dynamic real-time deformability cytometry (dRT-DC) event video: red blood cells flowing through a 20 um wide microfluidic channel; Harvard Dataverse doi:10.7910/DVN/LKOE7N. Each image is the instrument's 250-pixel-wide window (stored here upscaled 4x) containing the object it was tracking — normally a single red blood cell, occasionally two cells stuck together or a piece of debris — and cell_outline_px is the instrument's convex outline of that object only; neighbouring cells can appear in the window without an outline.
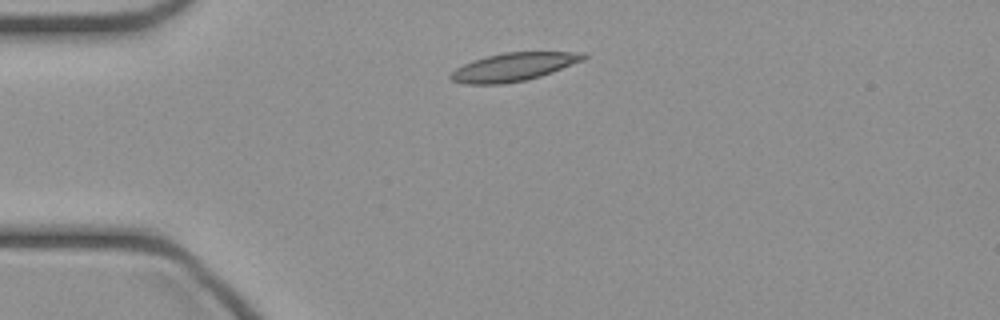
{"species": "common noctule bat (a hibernating species)", "species_latin": "Nyctalus noctula", "temperature_condition": "cold", "stored_images_in_passage": 30, "camera_frame_rate_fps": 3000, "um_per_image_px": 0.085, "animal": {"sex": "female", "body_mass_g": 21.9}, "frame": {"image": 1, "passage_image": 1, "time_ms": 0.0, "image_size_px": [1000, 320], "cell_outline_px": [[588, 56], [584, 60], [552, 72], [528, 80], [504, 84], [468, 84], [452, 80], [448, 76], [456, 68], [464, 64], [488, 56], [504, 52], [584, 52]], "centroid_in_image_um": [43.68, 5.69], "position_along_channel_um": 41.3, "area_um2": 21.68}}
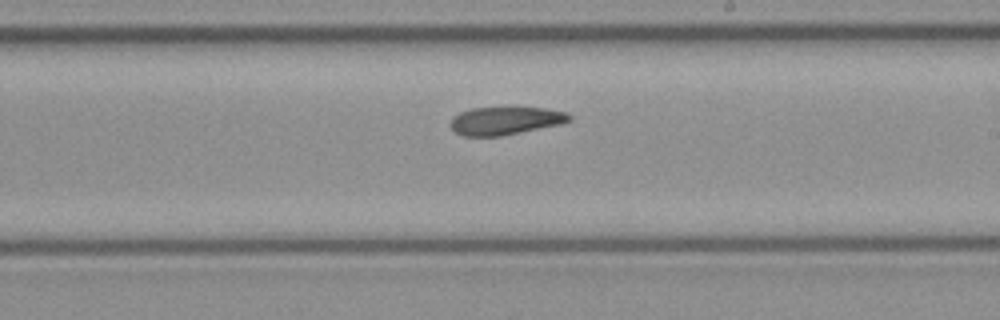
{"frame": {"image": 2, "passage_image": 17, "time_ms": 5.333, "image_size_px": [1000, 320], "cell_outline_px": [[572, 120], [560, 124], [500, 136], [464, 136], [456, 132], [448, 124], [452, 116], [460, 112], [472, 108], [508, 104], [516, 104], [544, 108], [564, 112], [572, 116]], "centroid_in_image_um": [42.93, 10.19], "position_along_channel_um": 246.1, "area_um2": 20.35}}
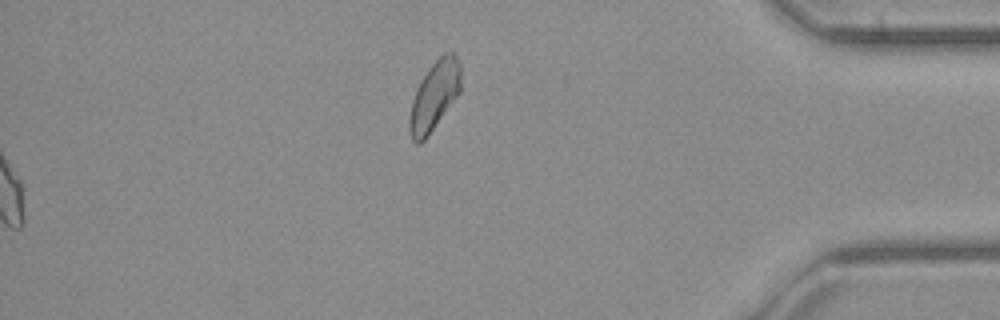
{"frame": {"image": 3, "passage_image": 30, "time_ms": 9.667, "image_size_px": [1000, 320], "cell_outline_px": [[460, 92], [428, 136], [420, 144], [416, 144], [412, 140], [408, 132], [408, 116], [412, 100], [416, 88], [420, 80], [428, 68], [444, 52], [452, 52], [456, 56], [460, 64]], "centroid_in_image_um": [36.88, 8.18], "position_along_channel_um": 398.3, "area_um2": 20.87}}